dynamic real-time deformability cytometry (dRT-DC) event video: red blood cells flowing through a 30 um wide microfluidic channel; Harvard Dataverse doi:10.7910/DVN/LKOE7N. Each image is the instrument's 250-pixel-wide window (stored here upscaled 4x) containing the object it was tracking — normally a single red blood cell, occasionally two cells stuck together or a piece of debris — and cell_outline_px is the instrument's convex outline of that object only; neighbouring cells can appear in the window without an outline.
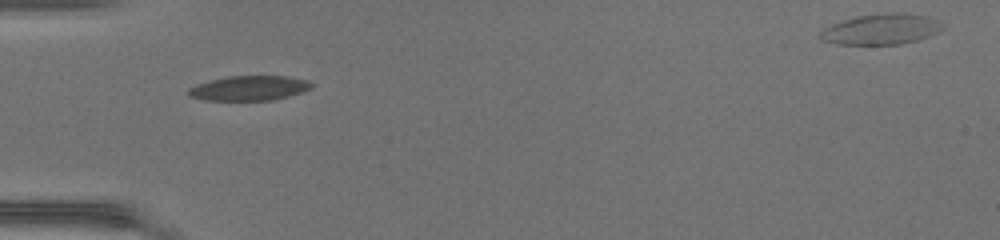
{"species": "common noctule bat (a hibernating species)", "species_latin": "Nyctalus noctula", "temperature_condition": "warm", "stored_images_in_passage": 35, "camera_frame_rate_fps": 3000, "um_per_image_px": 0.085, "animal": {"sex": "female", "body_mass_g": 17.0, "forearm_length_mm": 48.0}, "frame": {"image": 1, "passage_image": 1, "time_ms": 0.0, "image_size_px": [1000, 240], "cell_outline_px": [[312, 88], [304, 92], [272, 100], [208, 100], [188, 96], [188, 88], [196, 84], [228, 76], [288, 76], [308, 80], [312, 84]], "centroid_in_image_um": [21.21, 7.49], "position_along_channel_um": 63.8, "area_um2": 17.74}}
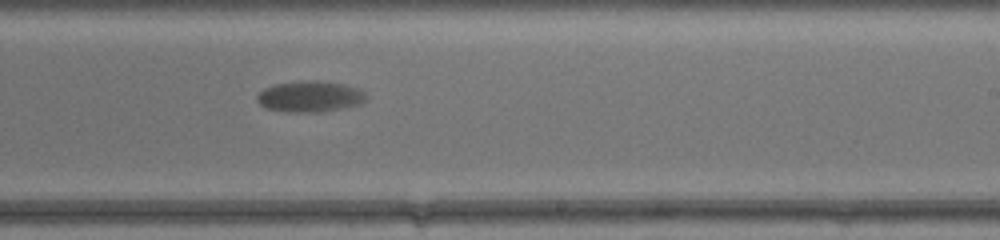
{"frame": {"image": 2, "passage_image": 16, "time_ms": 5.0, "image_size_px": [1000, 240], "cell_outline_px": [[364, 100], [360, 104], [340, 108], [316, 112], [288, 112], [264, 108], [256, 100], [256, 96], [264, 88], [276, 84], [344, 84], [356, 88], [364, 92]], "centroid_in_image_um": [26.28, 8.27], "position_along_channel_um": 262.7, "area_um2": 18.38}}
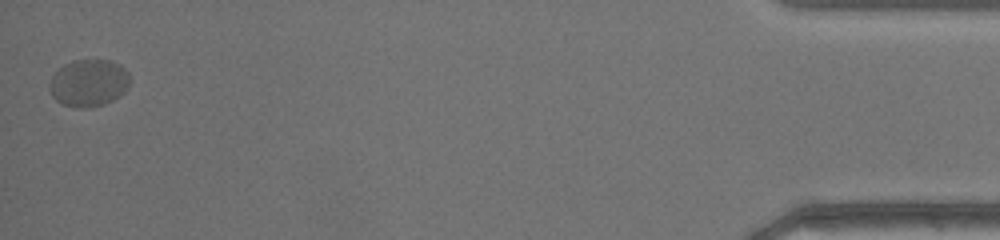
{"frame": {"image": 3, "passage_image": 35, "time_ms": 11.333, "image_size_px": [1000, 240], "cell_outline_px": [[128, 84], [124, 92], [120, 96], [104, 104], [88, 108], [76, 108], [60, 104], [52, 96], [48, 88], [48, 84], [52, 76], [64, 64], [72, 60], [112, 60], [120, 64], [128, 72]], "centroid_in_image_um": [7.51, 7.06], "position_along_channel_um": 427.7, "area_um2": 22.31}, "authors_computed_cell_mechanics": {"area_um2": 19.7098, "velocity_mm_per_s": 4.0428, "shape_relaxation_time_tau1_ms": 3.2551, "shape_relaxation_time_tau2_ms": null, "deformation_change_tau1": 0.159, "deformation_change_tau2": null}}